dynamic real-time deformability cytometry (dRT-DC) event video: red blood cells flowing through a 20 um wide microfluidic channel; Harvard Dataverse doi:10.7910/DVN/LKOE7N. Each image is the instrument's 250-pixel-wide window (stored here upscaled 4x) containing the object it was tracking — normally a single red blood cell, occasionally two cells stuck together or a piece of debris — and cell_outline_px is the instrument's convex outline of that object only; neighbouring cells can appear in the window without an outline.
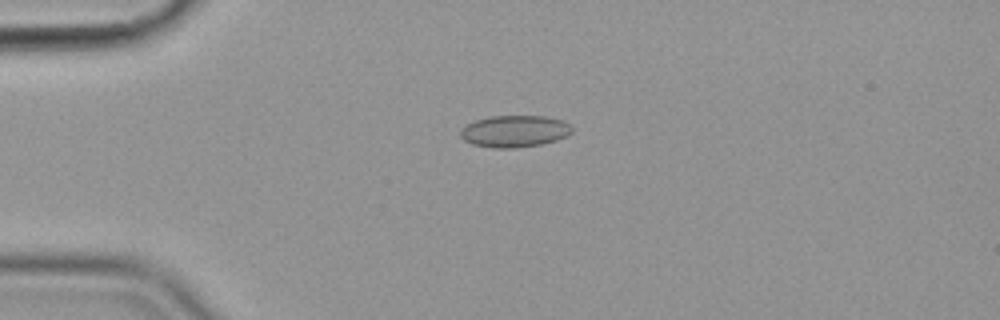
{"species": "common noctule bat (a hibernating species)", "species_latin": "Nyctalus noctula", "temperature_condition": "cold", "stored_images_in_passage": 56, "camera_frame_rate_fps": 3000, "um_per_image_px": 0.085, "animal": {"sex": "female", "body_mass_g": 19.9}, "frame": {"image": 1, "passage_image": 14, "time_ms": 4.333, "image_size_px": [1000, 320], "cell_outline_px": [[572, 132], [568, 136], [556, 140], [540, 144], [512, 148], [492, 148], [472, 144], [464, 140], [460, 136], [460, 132], [468, 124], [476, 120], [488, 116], [544, 116], [564, 120], [572, 128]], "centroid_in_image_um": [43.75, 11.15], "position_along_channel_um": 41.2, "area_um2": 20.63}}
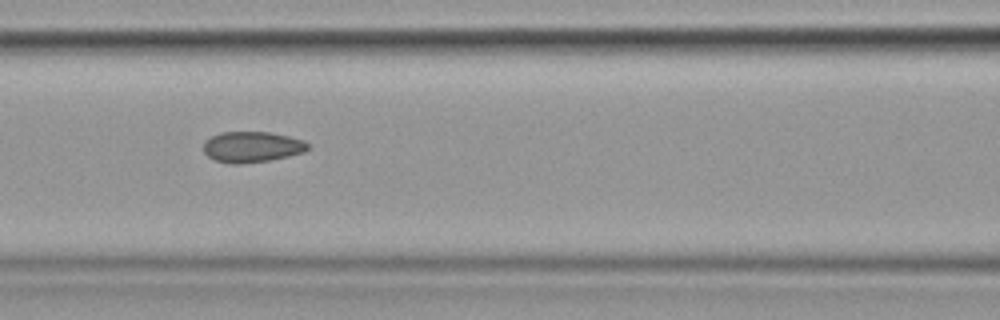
{"frame": {"image": 2, "passage_image": 25, "time_ms": 8.0, "image_size_px": [1000, 320], "cell_outline_px": [[308, 148], [304, 152], [288, 156], [268, 160], [240, 164], [232, 164], [216, 160], [208, 156], [204, 152], [204, 140], [220, 132], [268, 132], [288, 136], [304, 140], [308, 144]], "centroid_in_image_um": [21.4, 12.48], "position_along_channel_um": 145.2, "area_um2": 18.61}}
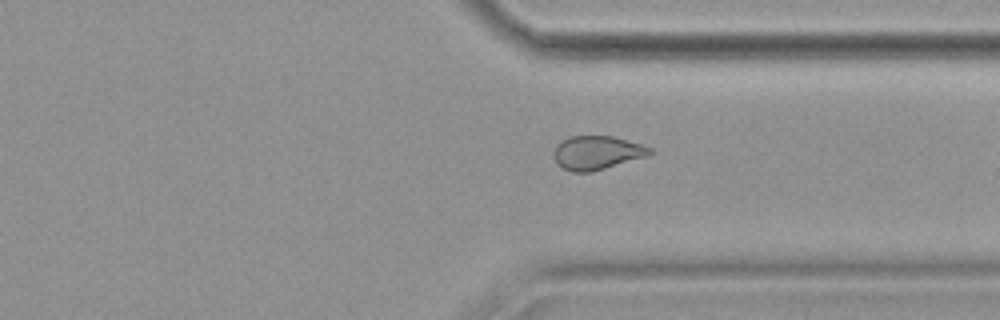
{"frame": {"image": 3, "passage_image": 43, "time_ms": 14.0, "image_size_px": [1000, 320], "cell_outline_px": [[652, 152], [648, 156], [592, 172], [572, 172], [556, 164], [552, 156], [552, 152], [556, 144], [560, 140], [568, 136], [612, 136], [640, 144], [652, 148]], "centroid_in_image_um": [50.68, 12.98], "position_along_channel_um": 360.7, "area_um2": 19.13}, "authors_computed_cell_mechanics": {"area_um2": 19.6809, "velocity_mm_per_s": 3.5904, "shape_relaxation_time_tau1_ms": 6.3267, "shape_relaxation_time_tau2_ms": 2.0008, "deformation_change_tau1": 0.1007, "deformation_change_tau2": 0.0611}}